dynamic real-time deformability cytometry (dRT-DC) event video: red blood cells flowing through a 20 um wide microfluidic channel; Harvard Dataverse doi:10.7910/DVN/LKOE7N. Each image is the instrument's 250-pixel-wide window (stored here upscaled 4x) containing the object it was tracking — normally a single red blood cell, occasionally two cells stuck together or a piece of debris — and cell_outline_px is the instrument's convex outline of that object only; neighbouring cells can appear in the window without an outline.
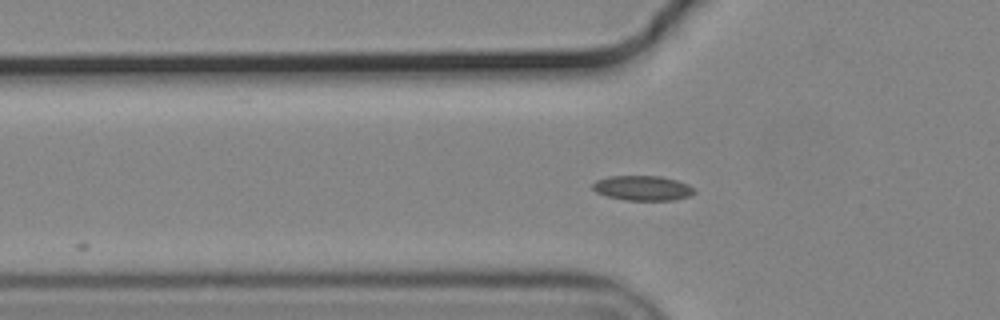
{"species": "common noctule bat (a hibernating species)", "species_latin": "Nyctalus noctula", "temperature_condition": "cold", "stored_images_in_passage": 14, "camera_frame_rate_fps": 3000, "um_per_image_px": 0.085, "animal": {"sex": "male", "body_mass_g": 19.2, "forearm_length_mm": 51.8}, "frame": {"image": 1, "passage_image": 6, "time_ms": 1.667, "image_size_px": [1000, 320], "cell_outline_px": [[696, 192], [688, 196], [672, 200], [624, 200], [608, 196], [596, 192], [592, 188], [592, 184], [596, 180], [608, 176], [660, 176], [676, 180], [688, 184]], "centroid_in_image_um": [54.59, 15.98], "position_along_channel_um": 71.2, "area_um2": 14.62}}
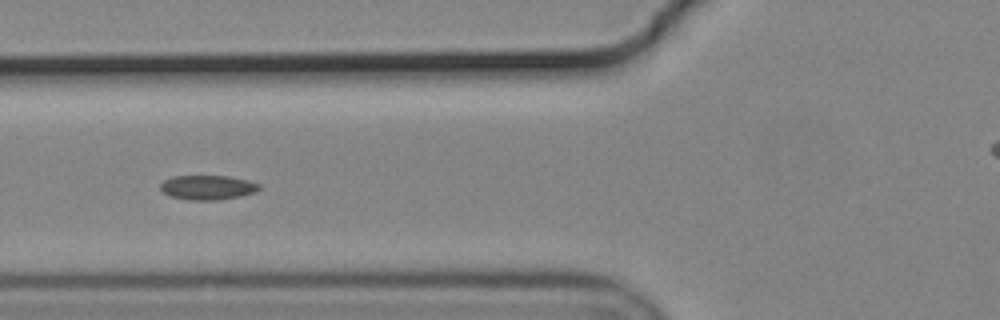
{"frame": {"image": 2, "passage_image": 9, "time_ms": 2.667, "image_size_px": [1000, 320], "cell_outline_px": [[260, 188], [256, 192], [240, 196], [216, 200], [188, 200], [172, 196], [164, 192], [160, 188], [160, 184], [164, 180], [172, 176], [228, 176], [248, 180], [260, 184]], "centroid_in_image_um": [17.66, 15.93], "position_along_channel_um": 108.1, "area_um2": 14.05}}
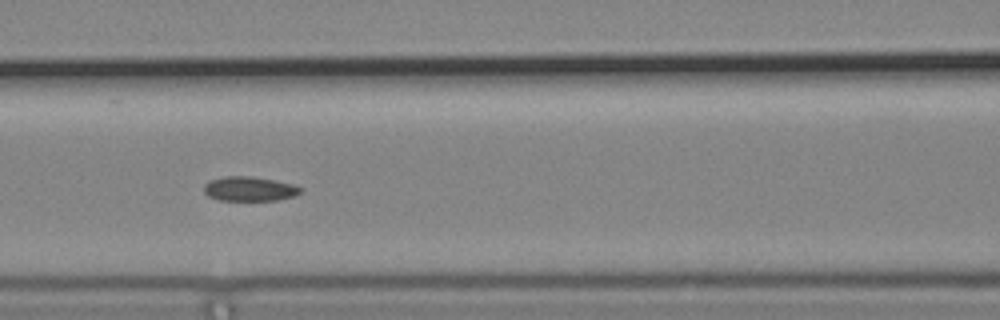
{"frame": {"image": 3, "passage_image": 12, "time_ms": 3.667, "image_size_px": [1000, 320], "cell_outline_px": [[304, 188], [296, 196], [276, 200], [220, 200], [208, 196], [204, 192], [204, 184], [212, 180], [224, 176], [252, 176], [292, 184]], "centroid_in_image_um": [21.21, 16.05], "position_along_channel_um": 145.4, "area_um2": 13.7}}